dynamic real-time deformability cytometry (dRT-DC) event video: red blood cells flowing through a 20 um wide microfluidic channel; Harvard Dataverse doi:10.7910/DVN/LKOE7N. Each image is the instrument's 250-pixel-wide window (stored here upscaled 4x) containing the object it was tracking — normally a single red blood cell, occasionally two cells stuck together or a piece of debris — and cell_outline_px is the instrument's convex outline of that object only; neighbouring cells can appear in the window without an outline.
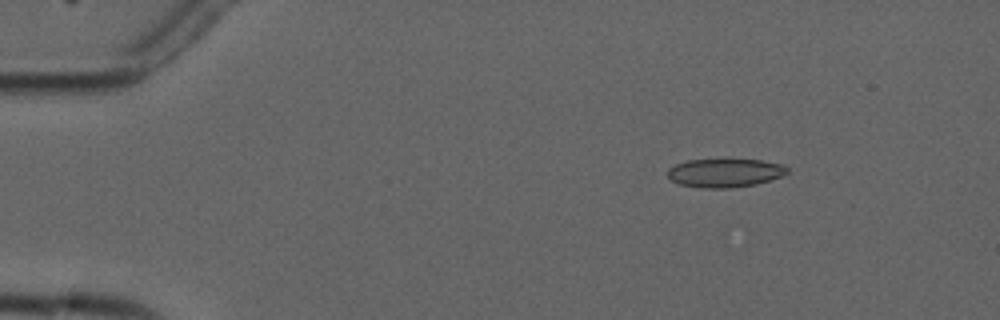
{"species": "common noctule bat (a hibernating species)", "species_latin": "Nyctalus noctula", "temperature_condition": "cold", "stored_images_in_passage": 8, "camera_frame_rate_fps": 3000, "um_per_image_px": 0.085, "animal": {"sex": "male", "forearm_length_mm": 52.5}, "frame": {"image": 1, "passage_image": 1, "time_ms": 0.0, "image_size_px": [1000, 320], "cell_outline_px": [[788, 172], [780, 176], [756, 184], [728, 188], [700, 188], [680, 184], [672, 180], [668, 176], [668, 168], [676, 164], [688, 160], [728, 156], [760, 160], [784, 164], [788, 168]], "centroid_in_image_um": [61.61, 14.63], "position_along_channel_um": 23.4, "area_um2": 20.75}}
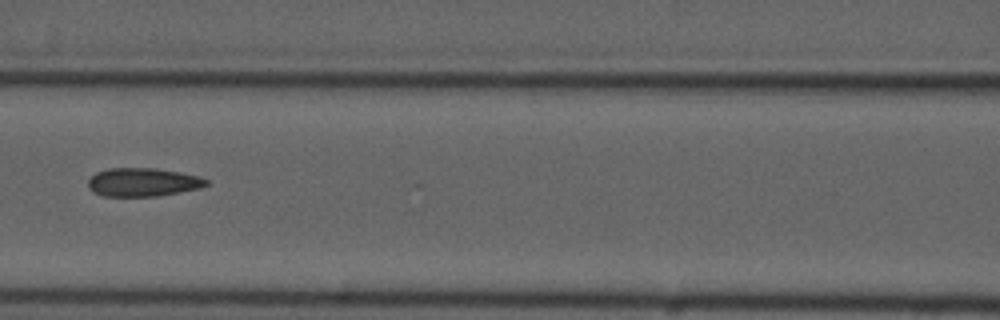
{"frame": {"image": 2, "passage_image": 5, "time_ms": 5.667, "image_size_px": [1000, 320], "cell_outline_px": [[208, 184], [200, 188], [180, 192], [156, 196], [104, 196], [92, 192], [88, 188], [88, 180], [96, 172], [108, 168], [152, 168], [180, 172], [200, 176], [208, 180]], "centroid_in_image_um": [12.13, 15.48], "position_along_channel_um": 154.5, "area_um2": 19.65}}
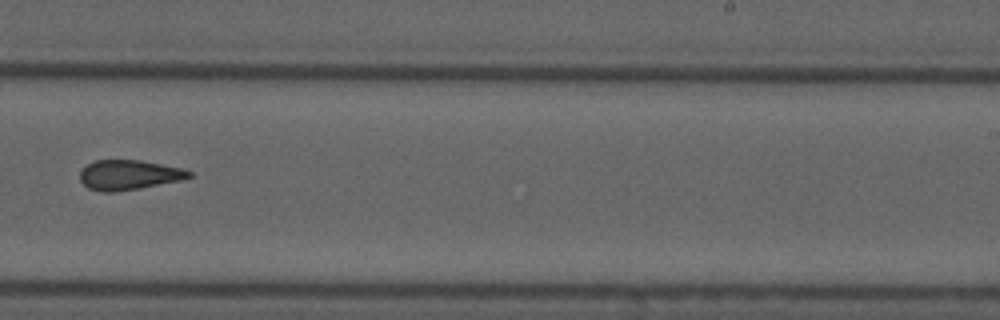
{"frame": {"image": 3, "passage_image": 8, "time_ms": 9.0, "image_size_px": [1000, 320], "cell_outline_px": [[192, 176], [180, 180], [140, 188], [116, 192], [100, 192], [88, 188], [80, 180], [80, 172], [88, 164], [96, 160], [140, 160], [184, 168], [192, 172]], "centroid_in_image_um": [10.96, 14.87], "position_along_channel_um": 278.0, "area_um2": 18.96}}